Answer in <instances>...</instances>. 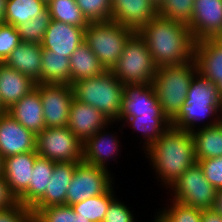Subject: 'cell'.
I'll return each instance as SVG.
<instances>
[{"mask_svg": "<svg viewBox=\"0 0 222 222\" xmlns=\"http://www.w3.org/2000/svg\"><path fill=\"white\" fill-rule=\"evenodd\" d=\"M137 33L148 45L157 67L182 65L193 60L195 41L182 22L157 14Z\"/></svg>", "mask_w": 222, "mask_h": 222, "instance_id": "1", "label": "cell"}, {"mask_svg": "<svg viewBox=\"0 0 222 222\" xmlns=\"http://www.w3.org/2000/svg\"><path fill=\"white\" fill-rule=\"evenodd\" d=\"M144 153L149 158L156 177L166 189L193 166L195 158L194 140L191 132L177 130L170 126L162 136L149 146Z\"/></svg>", "mask_w": 222, "mask_h": 222, "instance_id": "2", "label": "cell"}, {"mask_svg": "<svg viewBox=\"0 0 222 222\" xmlns=\"http://www.w3.org/2000/svg\"><path fill=\"white\" fill-rule=\"evenodd\" d=\"M206 118L209 121L206 120L205 124L200 125V121L204 123L203 120ZM221 121L222 101L218 84L204 78L197 72L190 82L184 104L178 114L170 121V125L177 130L192 133L200 128L217 125Z\"/></svg>", "mask_w": 222, "mask_h": 222, "instance_id": "3", "label": "cell"}, {"mask_svg": "<svg viewBox=\"0 0 222 222\" xmlns=\"http://www.w3.org/2000/svg\"><path fill=\"white\" fill-rule=\"evenodd\" d=\"M74 99L102 112L110 122H117L122 107L124 84L111 70L72 83Z\"/></svg>", "mask_w": 222, "mask_h": 222, "instance_id": "4", "label": "cell"}, {"mask_svg": "<svg viewBox=\"0 0 222 222\" xmlns=\"http://www.w3.org/2000/svg\"><path fill=\"white\" fill-rule=\"evenodd\" d=\"M197 66L194 59L182 65L157 68L154 86L163 114L171 121L180 111Z\"/></svg>", "mask_w": 222, "mask_h": 222, "instance_id": "5", "label": "cell"}, {"mask_svg": "<svg viewBox=\"0 0 222 222\" xmlns=\"http://www.w3.org/2000/svg\"><path fill=\"white\" fill-rule=\"evenodd\" d=\"M135 31L112 20L89 22L84 42L91 48L106 70L117 64L128 39Z\"/></svg>", "mask_w": 222, "mask_h": 222, "instance_id": "6", "label": "cell"}, {"mask_svg": "<svg viewBox=\"0 0 222 222\" xmlns=\"http://www.w3.org/2000/svg\"><path fill=\"white\" fill-rule=\"evenodd\" d=\"M157 68L148 45L135 32L125 43L123 52L111 71L124 85L152 84Z\"/></svg>", "mask_w": 222, "mask_h": 222, "instance_id": "7", "label": "cell"}, {"mask_svg": "<svg viewBox=\"0 0 222 222\" xmlns=\"http://www.w3.org/2000/svg\"><path fill=\"white\" fill-rule=\"evenodd\" d=\"M173 201L201 210L212 209L217 189L210 184L196 162L182 174L169 188Z\"/></svg>", "mask_w": 222, "mask_h": 222, "instance_id": "8", "label": "cell"}, {"mask_svg": "<svg viewBox=\"0 0 222 222\" xmlns=\"http://www.w3.org/2000/svg\"><path fill=\"white\" fill-rule=\"evenodd\" d=\"M83 143L65 127H48L37 134L36 152L56 163L82 161Z\"/></svg>", "mask_w": 222, "mask_h": 222, "instance_id": "9", "label": "cell"}, {"mask_svg": "<svg viewBox=\"0 0 222 222\" xmlns=\"http://www.w3.org/2000/svg\"><path fill=\"white\" fill-rule=\"evenodd\" d=\"M113 178L110 170L79 162L67 189L66 205L107 193L114 185Z\"/></svg>", "mask_w": 222, "mask_h": 222, "instance_id": "10", "label": "cell"}, {"mask_svg": "<svg viewBox=\"0 0 222 222\" xmlns=\"http://www.w3.org/2000/svg\"><path fill=\"white\" fill-rule=\"evenodd\" d=\"M35 89L41 97L45 127L67 126L74 100L72 85L37 83Z\"/></svg>", "mask_w": 222, "mask_h": 222, "instance_id": "11", "label": "cell"}, {"mask_svg": "<svg viewBox=\"0 0 222 222\" xmlns=\"http://www.w3.org/2000/svg\"><path fill=\"white\" fill-rule=\"evenodd\" d=\"M153 116L167 118L161 109L152 84H126L122 98V107L117 122L123 123L129 117Z\"/></svg>", "mask_w": 222, "mask_h": 222, "instance_id": "12", "label": "cell"}, {"mask_svg": "<svg viewBox=\"0 0 222 222\" xmlns=\"http://www.w3.org/2000/svg\"><path fill=\"white\" fill-rule=\"evenodd\" d=\"M195 42L222 34V0H195L187 25Z\"/></svg>", "mask_w": 222, "mask_h": 222, "instance_id": "13", "label": "cell"}, {"mask_svg": "<svg viewBox=\"0 0 222 222\" xmlns=\"http://www.w3.org/2000/svg\"><path fill=\"white\" fill-rule=\"evenodd\" d=\"M37 135L22 126L6 111L0 113V155L2 159L36 151Z\"/></svg>", "mask_w": 222, "mask_h": 222, "instance_id": "14", "label": "cell"}, {"mask_svg": "<svg viewBox=\"0 0 222 222\" xmlns=\"http://www.w3.org/2000/svg\"><path fill=\"white\" fill-rule=\"evenodd\" d=\"M84 40V28L51 20L41 46L55 54L70 58Z\"/></svg>", "mask_w": 222, "mask_h": 222, "instance_id": "15", "label": "cell"}, {"mask_svg": "<svg viewBox=\"0 0 222 222\" xmlns=\"http://www.w3.org/2000/svg\"><path fill=\"white\" fill-rule=\"evenodd\" d=\"M113 123L116 122H110L96 108L76 99L72 101L67 127L82 143L101 128L106 127L108 124L111 126Z\"/></svg>", "mask_w": 222, "mask_h": 222, "instance_id": "16", "label": "cell"}, {"mask_svg": "<svg viewBox=\"0 0 222 222\" xmlns=\"http://www.w3.org/2000/svg\"><path fill=\"white\" fill-rule=\"evenodd\" d=\"M106 127L101 128L97 133L91 136L83 143L82 161L96 167L108 168L110 159L116 161V156L119 155V148L121 147L120 140L115 133L106 132ZM107 128V129H105ZM111 133V134H110Z\"/></svg>", "mask_w": 222, "mask_h": 222, "instance_id": "17", "label": "cell"}, {"mask_svg": "<svg viewBox=\"0 0 222 222\" xmlns=\"http://www.w3.org/2000/svg\"><path fill=\"white\" fill-rule=\"evenodd\" d=\"M157 14L150 0H111V20L135 32Z\"/></svg>", "mask_w": 222, "mask_h": 222, "instance_id": "18", "label": "cell"}, {"mask_svg": "<svg viewBox=\"0 0 222 222\" xmlns=\"http://www.w3.org/2000/svg\"><path fill=\"white\" fill-rule=\"evenodd\" d=\"M37 156V152L32 151L3 159L2 176L17 199L27 190L30 184Z\"/></svg>", "mask_w": 222, "mask_h": 222, "instance_id": "19", "label": "cell"}, {"mask_svg": "<svg viewBox=\"0 0 222 222\" xmlns=\"http://www.w3.org/2000/svg\"><path fill=\"white\" fill-rule=\"evenodd\" d=\"M3 63L16 71L23 73L36 84L41 83V44L21 42Z\"/></svg>", "mask_w": 222, "mask_h": 222, "instance_id": "20", "label": "cell"}, {"mask_svg": "<svg viewBox=\"0 0 222 222\" xmlns=\"http://www.w3.org/2000/svg\"><path fill=\"white\" fill-rule=\"evenodd\" d=\"M36 83L5 63H0V100L5 112L23 96L35 89Z\"/></svg>", "mask_w": 222, "mask_h": 222, "instance_id": "21", "label": "cell"}, {"mask_svg": "<svg viewBox=\"0 0 222 222\" xmlns=\"http://www.w3.org/2000/svg\"><path fill=\"white\" fill-rule=\"evenodd\" d=\"M77 164L73 162L55 163L52 177L44 195L31 208L65 205L67 189L71 183Z\"/></svg>", "mask_w": 222, "mask_h": 222, "instance_id": "22", "label": "cell"}, {"mask_svg": "<svg viewBox=\"0 0 222 222\" xmlns=\"http://www.w3.org/2000/svg\"><path fill=\"white\" fill-rule=\"evenodd\" d=\"M193 59L204 78L216 84L222 81V47L215 39L195 42Z\"/></svg>", "mask_w": 222, "mask_h": 222, "instance_id": "23", "label": "cell"}, {"mask_svg": "<svg viewBox=\"0 0 222 222\" xmlns=\"http://www.w3.org/2000/svg\"><path fill=\"white\" fill-rule=\"evenodd\" d=\"M6 112L36 135L46 128L41 97L36 89L23 96L17 103L7 109Z\"/></svg>", "mask_w": 222, "mask_h": 222, "instance_id": "24", "label": "cell"}, {"mask_svg": "<svg viewBox=\"0 0 222 222\" xmlns=\"http://www.w3.org/2000/svg\"><path fill=\"white\" fill-rule=\"evenodd\" d=\"M55 163L48 158L37 156L30 184L27 190L17 199L23 206L31 208L44 195L52 177Z\"/></svg>", "mask_w": 222, "mask_h": 222, "instance_id": "25", "label": "cell"}, {"mask_svg": "<svg viewBox=\"0 0 222 222\" xmlns=\"http://www.w3.org/2000/svg\"><path fill=\"white\" fill-rule=\"evenodd\" d=\"M71 85L73 82L99 76L106 69L91 48L83 42L70 56Z\"/></svg>", "mask_w": 222, "mask_h": 222, "instance_id": "26", "label": "cell"}, {"mask_svg": "<svg viewBox=\"0 0 222 222\" xmlns=\"http://www.w3.org/2000/svg\"><path fill=\"white\" fill-rule=\"evenodd\" d=\"M41 83L71 85L69 58L42 48Z\"/></svg>", "mask_w": 222, "mask_h": 222, "instance_id": "27", "label": "cell"}, {"mask_svg": "<svg viewBox=\"0 0 222 222\" xmlns=\"http://www.w3.org/2000/svg\"><path fill=\"white\" fill-rule=\"evenodd\" d=\"M196 161L222 156V121L192 132Z\"/></svg>", "mask_w": 222, "mask_h": 222, "instance_id": "28", "label": "cell"}, {"mask_svg": "<svg viewBox=\"0 0 222 222\" xmlns=\"http://www.w3.org/2000/svg\"><path fill=\"white\" fill-rule=\"evenodd\" d=\"M127 124L132 130L140 132L142 135L143 151L156 142L162 134L171 126L168 118H153V116L129 117L121 128Z\"/></svg>", "mask_w": 222, "mask_h": 222, "instance_id": "29", "label": "cell"}, {"mask_svg": "<svg viewBox=\"0 0 222 222\" xmlns=\"http://www.w3.org/2000/svg\"><path fill=\"white\" fill-rule=\"evenodd\" d=\"M46 5L44 0H8L4 23L17 27L35 18Z\"/></svg>", "mask_w": 222, "mask_h": 222, "instance_id": "30", "label": "cell"}, {"mask_svg": "<svg viewBox=\"0 0 222 222\" xmlns=\"http://www.w3.org/2000/svg\"><path fill=\"white\" fill-rule=\"evenodd\" d=\"M114 186L105 194L90 197L74 205H70L76 214H80L91 222H103L109 205L116 199Z\"/></svg>", "mask_w": 222, "mask_h": 222, "instance_id": "31", "label": "cell"}, {"mask_svg": "<svg viewBox=\"0 0 222 222\" xmlns=\"http://www.w3.org/2000/svg\"><path fill=\"white\" fill-rule=\"evenodd\" d=\"M51 20L86 28L89 22L75 0H50L47 3Z\"/></svg>", "mask_w": 222, "mask_h": 222, "instance_id": "32", "label": "cell"}, {"mask_svg": "<svg viewBox=\"0 0 222 222\" xmlns=\"http://www.w3.org/2000/svg\"><path fill=\"white\" fill-rule=\"evenodd\" d=\"M50 21V10L46 5L35 18L16 27L21 41L41 44Z\"/></svg>", "mask_w": 222, "mask_h": 222, "instance_id": "33", "label": "cell"}, {"mask_svg": "<svg viewBox=\"0 0 222 222\" xmlns=\"http://www.w3.org/2000/svg\"><path fill=\"white\" fill-rule=\"evenodd\" d=\"M34 222H91L76 214L70 205H54L43 208H30Z\"/></svg>", "mask_w": 222, "mask_h": 222, "instance_id": "34", "label": "cell"}, {"mask_svg": "<svg viewBox=\"0 0 222 222\" xmlns=\"http://www.w3.org/2000/svg\"><path fill=\"white\" fill-rule=\"evenodd\" d=\"M167 206L157 212L165 222H201V209L186 206L172 199H170V205L167 204Z\"/></svg>", "mask_w": 222, "mask_h": 222, "instance_id": "35", "label": "cell"}, {"mask_svg": "<svg viewBox=\"0 0 222 222\" xmlns=\"http://www.w3.org/2000/svg\"><path fill=\"white\" fill-rule=\"evenodd\" d=\"M194 1L195 0H164L158 9V15L188 25L192 19Z\"/></svg>", "mask_w": 222, "mask_h": 222, "instance_id": "36", "label": "cell"}, {"mask_svg": "<svg viewBox=\"0 0 222 222\" xmlns=\"http://www.w3.org/2000/svg\"><path fill=\"white\" fill-rule=\"evenodd\" d=\"M88 22L111 20V0H75Z\"/></svg>", "mask_w": 222, "mask_h": 222, "instance_id": "37", "label": "cell"}, {"mask_svg": "<svg viewBox=\"0 0 222 222\" xmlns=\"http://www.w3.org/2000/svg\"><path fill=\"white\" fill-rule=\"evenodd\" d=\"M17 28L3 23L0 25V63L21 43Z\"/></svg>", "mask_w": 222, "mask_h": 222, "instance_id": "38", "label": "cell"}, {"mask_svg": "<svg viewBox=\"0 0 222 222\" xmlns=\"http://www.w3.org/2000/svg\"><path fill=\"white\" fill-rule=\"evenodd\" d=\"M197 163L201 166L206 180L217 190L222 188V156L199 160Z\"/></svg>", "mask_w": 222, "mask_h": 222, "instance_id": "39", "label": "cell"}, {"mask_svg": "<svg viewBox=\"0 0 222 222\" xmlns=\"http://www.w3.org/2000/svg\"><path fill=\"white\" fill-rule=\"evenodd\" d=\"M0 222H34L32 210L19 201L6 209H0Z\"/></svg>", "mask_w": 222, "mask_h": 222, "instance_id": "40", "label": "cell"}, {"mask_svg": "<svg viewBox=\"0 0 222 222\" xmlns=\"http://www.w3.org/2000/svg\"><path fill=\"white\" fill-rule=\"evenodd\" d=\"M117 198L109 205L103 222H135L133 211Z\"/></svg>", "mask_w": 222, "mask_h": 222, "instance_id": "41", "label": "cell"}, {"mask_svg": "<svg viewBox=\"0 0 222 222\" xmlns=\"http://www.w3.org/2000/svg\"><path fill=\"white\" fill-rule=\"evenodd\" d=\"M17 198L12 194L5 178L0 175V209H6L15 205Z\"/></svg>", "mask_w": 222, "mask_h": 222, "instance_id": "42", "label": "cell"}, {"mask_svg": "<svg viewBox=\"0 0 222 222\" xmlns=\"http://www.w3.org/2000/svg\"><path fill=\"white\" fill-rule=\"evenodd\" d=\"M201 222H222V216L213 209L202 210Z\"/></svg>", "mask_w": 222, "mask_h": 222, "instance_id": "43", "label": "cell"}, {"mask_svg": "<svg viewBox=\"0 0 222 222\" xmlns=\"http://www.w3.org/2000/svg\"><path fill=\"white\" fill-rule=\"evenodd\" d=\"M212 209L222 216V188L217 190L216 200Z\"/></svg>", "mask_w": 222, "mask_h": 222, "instance_id": "44", "label": "cell"}, {"mask_svg": "<svg viewBox=\"0 0 222 222\" xmlns=\"http://www.w3.org/2000/svg\"><path fill=\"white\" fill-rule=\"evenodd\" d=\"M7 1L8 0H0V25L4 23Z\"/></svg>", "mask_w": 222, "mask_h": 222, "instance_id": "45", "label": "cell"}, {"mask_svg": "<svg viewBox=\"0 0 222 222\" xmlns=\"http://www.w3.org/2000/svg\"><path fill=\"white\" fill-rule=\"evenodd\" d=\"M150 2H151L157 9H159L160 6L163 4L164 0H150Z\"/></svg>", "mask_w": 222, "mask_h": 222, "instance_id": "46", "label": "cell"}, {"mask_svg": "<svg viewBox=\"0 0 222 222\" xmlns=\"http://www.w3.org/2000/svg\"><path fill=\"white\" fill-rule=\"evenodd\" d=\"M157 215V216H156ZM154 216V222H165L158 214Z\"/></svg>", "mask_w": 222, "mask_h": 222, "instance_id": "47", "label": "cell"}, {"mask_svg": "<svg viewBox=\"0 0 222 222\" xmlns=\"http://www.w3.org/2000/svg\"><path fill=\"white\" fill-rule=\"evenodd\" d=\"M215 40L221 45V47H222V34L221 35H219V36H217L216 38H215Z\"/></svg>", "mask_w": 222, "mask_h": 222, "instance_id": "48", "label": "cell"}, {"mask_svg": "<svg viewBox=\"0 0 222 222\" xmlns=\"http://www.w3.org/2000/svg\"><path fill=\"white\" fill-rule=\"evenodd\" d=\"M218 88H219V93H220V97L222 101V81L218 84Z\"/></svg>", "mask_w": 222, "mask_h": 222, "instance_id": "49", "label": "cell"}, {"mask_svg": "<svg viewBox=\"0 0 222 222\" xmlns=\"http://www.w3.org/2000/svg\"><path fill=\"white\" fill-rule=\"evenodd\" d=\"M2 165H3V159L0 155V175H2V167H3Z\"/></svg>", "mask_w": 222, "mask_h": 222, "instance_id": "50", "label": "cell"}, {"mask_svg": "<svg viewBox=\"0 0 222 222\" xmlns=\"http://www.w3.org/2000/svg\"><path fill=\"white\" fill-rule=\"evenodd\" d=\"M0 113H2V104H1V100H0Z\"/></svg>", "mask_w": 222, "mask_h": 222, "instance_id": "51", "label": "cell"}]
</instances>
